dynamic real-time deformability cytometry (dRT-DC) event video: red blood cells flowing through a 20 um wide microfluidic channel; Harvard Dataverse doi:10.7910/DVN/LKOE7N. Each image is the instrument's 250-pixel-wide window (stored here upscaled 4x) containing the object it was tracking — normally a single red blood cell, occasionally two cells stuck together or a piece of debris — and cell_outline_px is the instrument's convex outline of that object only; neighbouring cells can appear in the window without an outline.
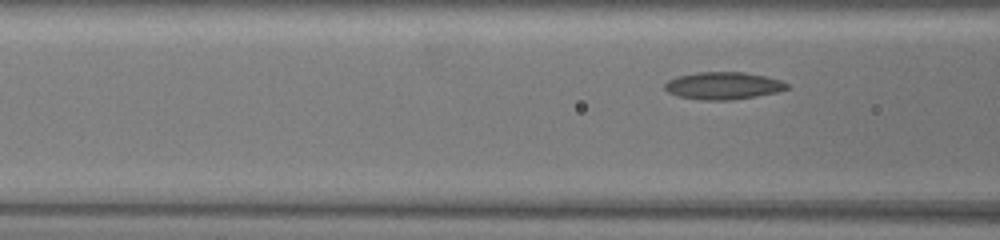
{"species": "common noctule bat (a hibernating species)", "species_latin": "Nyctalus noctula", "temperature_condition": "warm", "stored_images_in_passage": 11, "camera_frame_rate_fps": 3000, "um_per_image_px": 0.085, "animal": {"sex": "female", "body_mass_g": 19.5, "forearm_length_mm": 54.1}, "frame": {"image": 1, "passage_image": 8, "time_ms": 2.333, "image_size_px": [1000, 240], "cell_outline_px": [[788, 88], [776, 92], [756, 96], [732, 100], [704, 100], [680, 96], [668, 92], [664, 88], [664, 84], [668, 80], [680, 76], [696, 72], [744, 72], [764, 76], [780, 80], [788, 84]], "centroid_in_image_um": [61.47, 7.28], "position_along_channel_um": 105.1, "area_um2": 19.25}}